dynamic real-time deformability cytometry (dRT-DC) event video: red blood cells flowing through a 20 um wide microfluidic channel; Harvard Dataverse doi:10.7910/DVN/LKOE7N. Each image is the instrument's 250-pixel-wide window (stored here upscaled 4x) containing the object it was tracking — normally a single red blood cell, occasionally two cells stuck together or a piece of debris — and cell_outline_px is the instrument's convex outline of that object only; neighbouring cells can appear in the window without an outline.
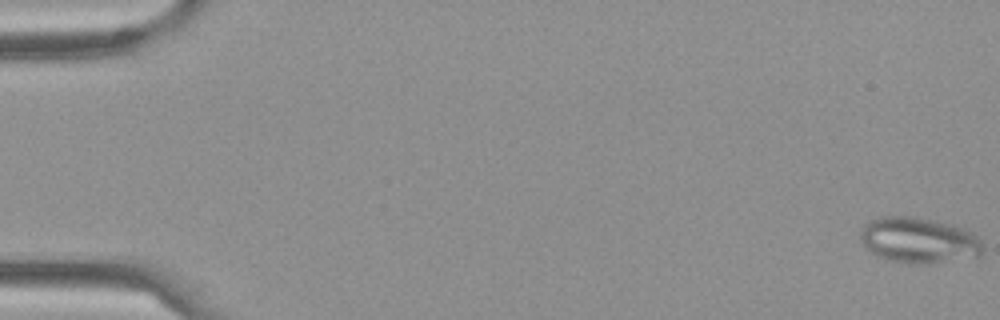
{"species": "Egyptian fruit bat (a non-hibernating species)", "species_latin": "Rousettus aegyptiacus", "temperature_condition": "cold", "stored_images_in_passage": 60, "camera_frame_rate_fps": 3000, "um_per_image_px": 0.085, "frame": {"image": 1, "passage_image": 1, "time_ms": 0.0, "image_size_px": [1000, 320], "cell_outline_px": [[984, 252], [980, 256], [940, 260], [892, 260], [880, 256], [872, 252], [864, 244], [860, 236], [860, 228], [864, 224], [880, 216], [912, 216], [936, 220], [972, 232], [980, 240], [984, 248]], "centroid_in_image_um": [78.08, 20.34], "position_along_channel_um": 6.9, "area_um2": 31.21}}
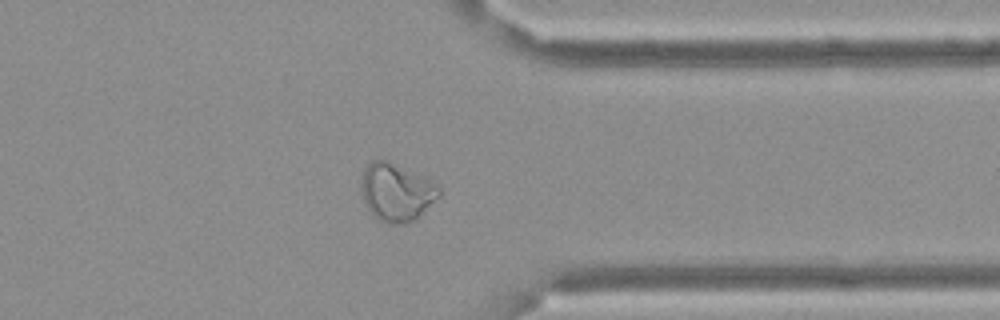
{"frame": {"image": 2, "passage_image": 48, "time_ms": 15.667, "image_size_px": [1000, 320], "cell_outline_px": [[440, 196], [412, 220], [404, 224], [384, 224], [364, 204], [360, 188], [360, 184], [364, 168], [372, 160], [388, 160], [424, 176], [432, 180], [440, 188]], "centroid_in_image_um": [33.67, 16.31], "position_along_channel_um": 377.7, "area_um2": 26.18}}
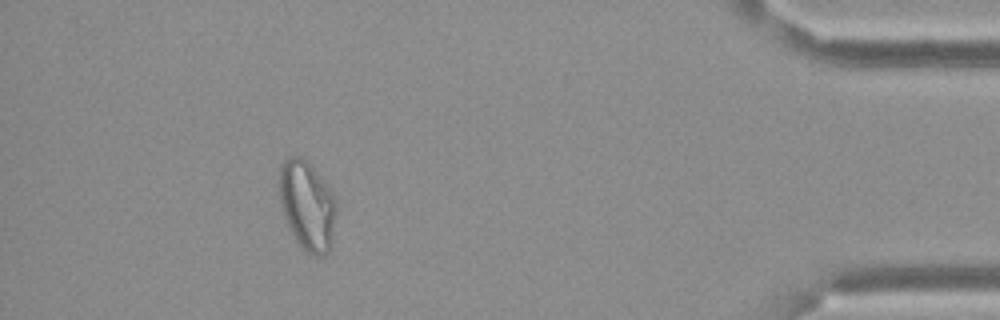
{"frame": {"image": 3, "passage_image": 55, "time_ms": 18.0, "image_size_px": [1000, 320], "cell_outline_px": [[336, 208], [332, 236], [328, 252], [324, 256], [316, 256], [300, 248], [288, 228], [284, 220], [280, 200], [280, 164], [288, 156], [300, 156], [324, 180], [332, 192], [336, 200]], "centroid_in_image_um": [26.09, 17.49], "position_along_channel_um": 409.1, "area_um2": 29.59}, "authors_computed_cell_mechanics": {"area_um2": 27.5128, "velocity_mm_per_s": 3.3914, "shape_relaxation_time_tau1_ms": null, "shape_relaxation_time_tau2_ms": 4.6428, "deformation_change_tau1": null, "deformation_change_tau2": 0.082}}